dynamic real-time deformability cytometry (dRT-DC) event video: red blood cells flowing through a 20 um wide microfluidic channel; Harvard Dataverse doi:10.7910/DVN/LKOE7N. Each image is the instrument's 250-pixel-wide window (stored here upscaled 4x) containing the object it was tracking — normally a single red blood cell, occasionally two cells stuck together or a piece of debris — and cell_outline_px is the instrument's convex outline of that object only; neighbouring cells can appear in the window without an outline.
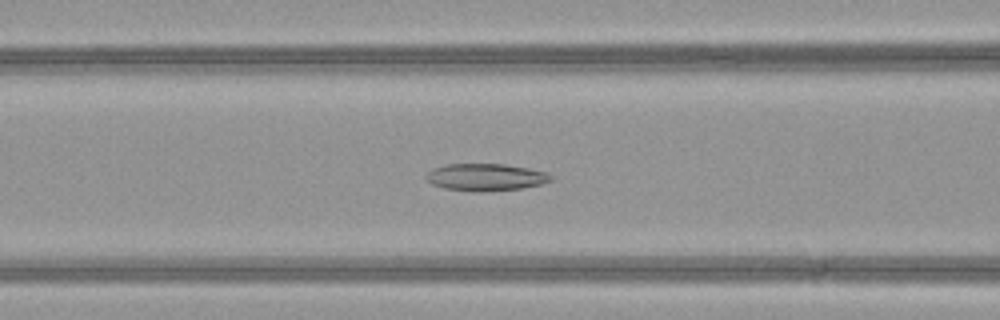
{"species": "common noctule bat (a hibernating species)", "species_latin": "Nyctalus noctula", "temperature_condition": "warm", "stored_images_in_passage": 50, "camera_frame_rate_fps": 3000, "um_per_image_px": 0.085, "animal": {"sex": "female", "body_mass_g": 21.9}, "frame": {"image": 1, "passage_image": 22, "time_ms": 7.0, "image_size_px": [1000, 320], "cell_outline_px": [[552, 180], [540, 184], [520, 188], [476, 192], [472, 192], [444, 188], [432, 184], [424, 176], [432, 168], [448, 164], [504, 164], [528, 168], [548, 172], [552, 176]], "centroid_in_image_um": [41.26, 15.05], "position_along_channel_um": 125.3, "area_um2": 19.71}}
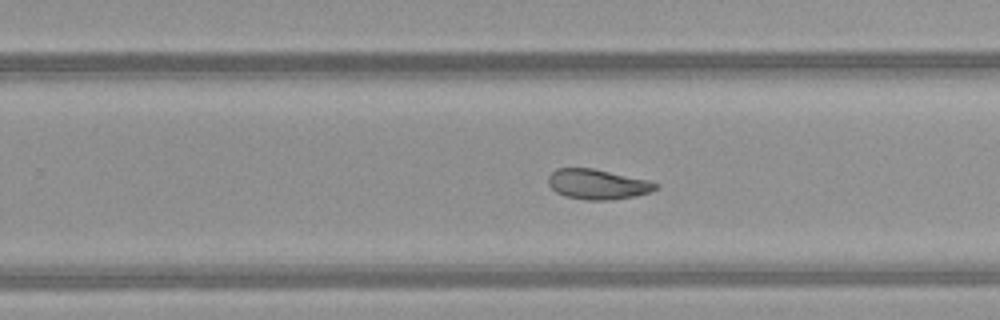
{"frame": {"image": 2, "passage_image": 33, "time_ms": 10.667, "image_size_px": [1000, 320], "cell_outline_px": [[660, 184], [652, 192], [636, 196], [608, 200], [584, 200], [564, 196], [556, 192], [548, 184], [548, 176], [556, 168], [592, 168], [648, 180]], "centroid_in_image_um": [50.79, 15.67], "position_along_channel_um": 279.0, "area_um2": 18.9}}
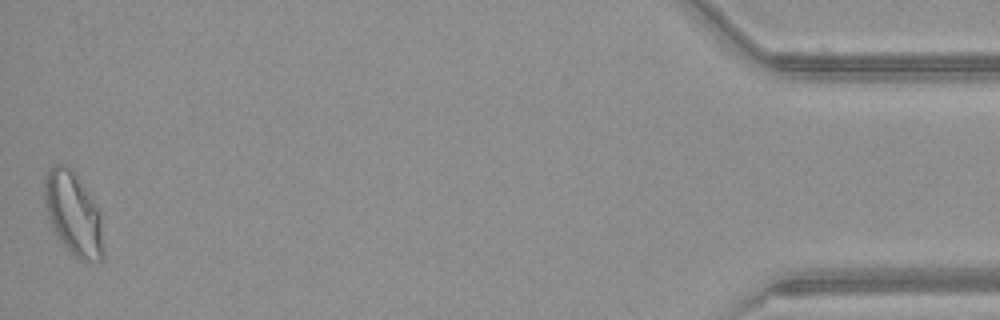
{"frame": {"image": 3, "passage_image": 50, "time_ms": 16.333, "image_size_px": [1000, 320], "cell_outline_px": [[104, 256], [100, 260], [80, 260], [64, 244], [56, 232], [48, 216], [44, 204], [44, 176], [48, 168], [52, 164], [64, 164], [72, 168], [88, 192], [100, 212], [104, 244]], "centroid_in_image_um": [6.24, 18.1], "position_along_channel_um": 429.0, "area_um2": 28.44}, "authors_computed_cell_mechanics": {"area_um2": 22.9466, "velocity_mm_per_s": 4.196, "shape_relaxation_time_tau1_ms": null, "shape_relaxation_time_tau2_ms": 3.2852, "deformation_change_tau1": null, "deformation_change_tau2": 0.0868}}